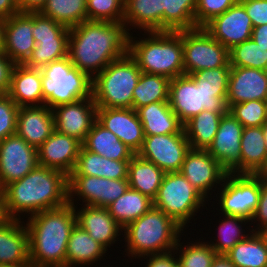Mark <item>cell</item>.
Returning a JSON list of instances; mask_svg holds the SVG:
<instances>
[{
    "instance_id": "obj_20",
    "label": "cell",
    "mask_w": 267,
    "mask_h": 267,
    "mask_svg": "<svg viewBox=\"0 0 267 267\" xmlns=\"http://www.w3.org/2000/svg\"><path fill=\"white\" fill-rule=\"evenodd\" d=\"M82 143L76 138L56 130L37 148L40 166L63 171L68 176L73 172Z\"/></svg>"
},
{
    "instance_id": "obj_14",
    "label": "cell",
    "mask_w": 267,
    "mask_h": 267,
    "mask_svg": "<svg viewBox=\"0 0 267 267\" xmlns=\"http://www.w3.org/2000/svg\"><path fill=\"white\" fill-rule=\"evenodd\" d=\"M39 165L37 149L17 134L0 142V187L22 179Z\"/></svg>"
},
{
    "instance_id": "obj_29",
    "label": "cell",
    "mask_w": 267,
    "mask_h": 267,
    "mask_svg": "<svg viewBox=\"0 0 267 267\" xmlns=\"http://www.w3.org/2000/svg\"><path fill=\"white\" fill-rule=\"evenodd\" d=\"M82 146L90 152L117 161H130L136 154L97 120L92 125L91 130L87 133Z\"/></svg>"
},
{
    "instance_id": "obj_11",
    "label": "cell",
    "mask_w": 267,
    "mask_h": 267,
    "mask_svg": "<svg viewBox=\"0 0 267 267\" xmlns=\"http://www.w3.org/2000/svg\"><path fill=\"white\" fill-rule=\"evenodd\" d=\"M218 190L219 214L252 219L260 199V177L228 172Z\"/></svg>"
},
{
    "instance_id": "obj_40",
    "label": "cell",
    "mask_w": 267,
    "mask_h": 267,
    "mask_svg": "<svg viewBox=\"0 0 267 267\" xmlns=\"http://www.w3.org/2000/svg\"><path fill=\"white\" fill-rule=\"evenodd\" d=\"M223 220L219 221L218 235L217 239L213 241H217L214 243L212 241L209 242L211 247L214 249L217 255H225L228 253L238 242L244 240L249 234L242 228V225H246L250 222L248 219L238 217V216H230V215H222ZM245 223V224H244ZM246 233V234H245Z\"/></svg>"
},
{
    "instance_id": "obj_12",
    "label": "cell",
    "mask_w": 267,
    "mask_h": 267,
    "mask_svg": "<svg viewBox=\"0 0 267 267\" xmlns=\"http://www.w3.org/2000/svg\"><path fill=\"white\" fill-rule=\"evenodd\" d=\"M69 204L75 205L76 199L84 205L107 207L129 188L127 179H107L97 176L69 175ZM77 196V197H76ZM76 199H73L75 198Z\"/></svg>"
},
{
    "instance_id": "obj_51",
    "label": "cell",
    "mask_w": 267,
    "mask_h": 267,
    "mask_svg": "<svg viewBox=\"0 0 267 267\" xmlns=\"http://www.w3.org/2000/svg\"><path fill=\"white\" fill-rule=\"evenodd\" d=\"M250 17L253 27L267 24V0H240Z\"/></svg>"
},
{
    "instance_id": "obj_37",
    "label": "cell",
    "mask_w": 267,
    "mask_h": 267,
    "mask_svg": "<svg viewBox=\"0 0 267 267\" xmlns=\"http://www.w3.org/2000/svg\"><path fill=\"white\" fill-rule=\"evenodd\" d=\"M168 77L156 74L141 73L133 90L132 108H138L153 102L169 101Z\"/></svg>"
},
{
    "instance_id": "obj_23",
    "label": "cell",
    "mask_w": 267,
    "mask_h": 267,
    "mask_svg": "<svg viewBox=\"0 0 267 267\" xmlns=\"http://www.w3.org/2000/svg\"><path fill=\"white\" fill-rule=\"evenodd\" d=\"M74 207L77 225L87 231L93 240L103 245L107 250L108 247L114 245L115 241L117 242L120 235H123V233L121 234L123 228L110 215L107 207L89 205H83L79 209L75 205Z\"/></svg>"
},
{
    "instance_id": "obj_41",
    "label": "cell",
    "mask_w": 267,
    "mask_h": 267,
    "mask_svg": "<svg viewBox=\"0 0 267 267\" xmlns=\"http://www.w3.org/2000/svg\"><path fill=\"white\" fill-rule=\"evenodd\" d=\"M180 241L181 238L178 239L174 248L176 256H179L177 257L179 267H211L217 254L208 242L198 240L199 242L192 243L190 241L191 243L188 242L189 244L182 246L183 243Z\"/></svg>"
},
{
    "instance_id": "obj_5",
    "label": "cell",
    "mask_w": 267,
    "mask_h": 267,
    "mask_svg": "<svg viewBox=\"0 0 267 267\" xmlns=\"http://www.w3.org/2000/svg\"><path fill=\"white\" fill-rule=\"evenodd\" d=\"M128 257L173 251L184 229L154 206L123 228ZM127 242V243H126Z\"/></svg>"
},
{
    "instance_id": "obj_34",
    "label": "cell",
    "mask_w": 267,
    "mask_h": 267,
    "mask_svg": "<svg viewBox=\"0 0 267 267\" xmlns=\"http://www.w3.org/2000/svg\"><path fill=\"white\" fill-rule=\"evenodd\" d=\"M153 207V200L139 191L128 188L117 200L107 206L110 215L124 228Z\"/></svg>"
},
{
    "instance_id": "obj_19",
    "label": "cell",
    "mask_w": 267,
    "mask_h": 267,
    "mask_svg": "<svg viewBox=\"0 0 267 267\" xmlns=\"http://www.w3.org/2000/svg\"><path fill=\"white\" fill-rule=\"evenodd\" d=\"M97 121L136 154L141 149L145 135L133 108H97Z\"/></svg>"
},
{
    "instance_id": "obj_3",
    "label": "cell",
    "mask_w": 267,
    "mask_h": 267,
    "mask_svg": "<svg viewBox=\"0 0 267 267\" xmlns=\"http://www.w3.org/2000/svg\"><path fill=\"white\" fill-rule=\"evenodd\" d=\"M26 218L29 260L32 266L65 267L67 243L77 224L75 207L68 203Z\"/></svg>"
},
{
    "instance_id": "obj_35",
    "label": "cell",
    "mask_w": 267,
    "mask_h": 267,
    "mask_svg": "<svg viewBox=\"0 0 267 267\" xmlns=\"http://www.w3.org/2000/svg\"><path fill=\"white\" fill-rule=\"evenodd\" d=\"M222 116L221 113L204 109L183 125L192 149L207 150L209 148L218 131Z\"/></svg>"
},
{
    "instance_id": "obj_31",
    "label": "cell",
    "mask_w": 267,
    "mask_h": 267,
    "mask_svg": "<svg viewBox=\"0 0 267 267\" xmlns=\"http://www.w3.org/2000/svg\"><path fill=\"white\" fill-rule=\"evenodd\" d=\"M106 251L103 245L93 240L87 231L76 224L67 243L65 267L92 266L105 257Z\"/></svg>"
},
{
    "instance_id": "obj_7",
    "label": "cell",
    "mask_w": 267,
    "mask_h": 267,
    "mask_svg": "<svg viewBox=\"0 0 267 267\" xmlns=\"http://www.w3.org/2000/svg\"><path fill=\"white\" fill-rule=\"evenodd\" d=\"M41 70L43 105L50 109L92 96V79L74 67L68 56Z\"/></svg>"
},
{
    "instance_id": "obj_38",
    "label": "cell",
    "mask_w": 267,
    "mask_h": 267,
    "mask_svg": "<svg viewBox=\"0 0 267 267\" xmlns=\"http://www.w3.org/2000/svg\"><path fill=\"white\" fill-rule=\"evenodd\" d=\"M40 13L72 28L87 21V0H48Z\"/></svg>"
},
{
    "instance_id": "obj_48",
    "label": "cell",
    "mask_w": 267,
    "mask_h": 267,
    "mask_svg": "<svg viewBox=\"0 0 267 267\" xmlns=\"http://www.w3.org/2000/svg\"><path fill=\"white\" fill-rule=\"evenodd\" d=\"M240 0H197L195 23L197 27H204L216 16L223 14Z\"/></svg>"
},
{
    "instance_id": "obj_9",
    "label": "cell",
    "mask_w": 267,
    "mask_h": 267,
    "mask_svg": "<svg viewBox=\"0 0 267 267\" xmlns=\"http://www.w3.org/2000/svg\"><path fill=\"white\" fill-rule=\"evenodd\" d=\"M208 201L180 172H167L153 199V206L162 210L183 229ZM202 206V207H201Z\"/></svg>"
},
{
    "instance_id": "obj_18",
    "label": "cell",
    "mask_w": 267,
    "mask_h": 267,
    "mask_svg": "<svg viewBox=\"0 0 267 267\" xmlns=\"http://www.w3.org/2000/svg\"><path fill=\"white\" fill-rule=\"evenodd\" d=\"M228 50L251 38L253 24L244 6L238 2L203 27Z\"/></svg>"
},
{
    "instance_id": "obj_28",
    "label": "cell",
    "mask_w": 267,
    "mask_h": 267,
    "mask_svg": "<svg viewBox=\"0 0 267 267\" xmlns=\"http://www.w3.org/2000/svg\"><path fill=\"white\" fill-rule=\"evenodd\" d=\"M144 135L176 134L183 124L170 108L169 101L153 102L136 110Z\"/></svg>"
},
{
    "instance_id": "obj_15",
    "label": "cell",
    "mask_w": 267,
    "mask_h": 267,
    "mask_svg": "<svg viewBox=\"0 0 267 267\" xmlns=\"http://www.w3.org/2000/svg\"><path fill=\"white\" fill-rule=\"evenodd\" d=\"M205 198L212 197V188L221 185L227 171L207 150L190 149L179 171ZM220 184V185H219ZM211 191V192H210ZM210 194V196H208Z\"/></svg>"
},
{
    "instance_id": "obj_46",
    "label": "cell",
    "mask_w": 267,
    "mask_h": 267,
    "mask_svg": "<svg viewBox=\"0 0 267 267\" xmlns=\"http://www.w3.org/2000/svg\"><path fill=\"white\" fill-rule=\"evenodd\" d=\"M70 28L57 23L50 17L42 15L40 12H33V30L32 35L35 43L39 40L53 38H69Z\"/></svg>"
},
{
    "instance_id": "obj_27",
    "label": "cell",
    "mask_w": 267,
    "mask_h": 267,
    "mask_svg": "<svg viewBox=\"0 0 267 267\" xmlns=\"http://www.w3.org/2000/svg\"><path fill=\"white\" fill-rule=\"evenodd\" d=\"M163 7L164 0H125L123 22L128 31L131 26L143 32L164 31Z\"/></svg>"
},
{
    "instance_id": "obj_17",
    "label": "cell",
    "mask_w": 267,
    "mask_h": 267,
    "mask_svg": "<svg viewBox=\"0 0 267 267\" xmlns=\"http://www.w3.org/2000/svg\"><path fill=\"white\" fill-rule=\"evenodd\" d=\"M244 126L229 112L223 115L207 152L227 171L240 174L241 136Z\"/></svg>"
},
{
    "instance_id": "obj_25",
    "label": "cell",
    "mask_w": 267,
    "mask_h": 267,
    "mask_svg": "<svg viewBox=\"0 0 267 267\" xmlns=\"http://www.w3.org/2000/svg\"><path fill=\"white\" fill-rule=\"evenodd\" d=\"M7 94L19 107L43 106L41 68L15 64Z\"/></svg>"
},
{
    "instance_id": "obj_44",
    "label": "cell",
    "mask_w": 267,
    "mask_h": 267,
    "mask_svg": "<svg viewBox=\"0 0 267 267\" xmlns=\"http://www.w3.org/2000/svg\"><path fill=\"white\" fill-rule=\"evenodd\" d=\"M125 0H87V21L123 22Z\"/></svg>"
},
{
    "instance_id": "obj_43",
    "label": "cell",
    "mask_w": 267,
    "mask_h": 267,
    "mask_svg": "<svg viewBox=\"0 0 267 267\" xmlns=\"http://www.w3.org/2000/svg\"><path fill=\"white\" fill-rule=\"evenodd\" d=\"M230 66L266 70L267 51L252 38L229 50Z\"/></svg>"
},
{
    "instance_id": "obj_53",
    "label": "cell",
    "mask_w": 267,
    "mask_h": 267,
    "mask_svg": "<svg viewBox=\"0 0 267 267\" xmlns=\"http://www.w3.org/2000/svg\"><path fill=\"white\" fill-rule=\"evenodd\" d=\"M14 66L5 53H0V93L8 92Z\"/></svg>"
},
{
    "instance_id": "obj_56",
    "label": "cell",
    "mask_w": 267,
    "mask_h": 267,
    "mask_svg": "<svg viewBox=\"0 0 267 267\" xmlns=\"http://www.w3.org/2000/svg\"><path fill=\"white\" fill-rule=\"evenodd\" d=\"M251 38L262 48L267 51V24L253 27Z\"/></svg>"
},
{
    "instance_id": "obj_62",
    "label": "cell",
    "mask_w": 267,
    "mask_h": 267,
    "mask_svg": "<svg viewBox=\"0 0 267 267\" xmlns=\"http://www.w3.org/2000/svg\"><path fill=\"white\" fill-rule=\"evenodd\" d=\"M262 131L264 134V141H265L266 150H267V121L262 125Z\"/></svg>"
},
{
    "instance_id": "obj_59",
    "label": "cell",
    "mask_w": 267,
    "mask_h": 267,
    "mask_svg": "<svg viewBox=\"0 0 267 267\" xmlns=\"http://www.w3.org/2000/svg\"><path fill=\"white\" fill-rule=\"evenodd\" d=\"M5 20L0 18V53H4L5 49Z\"/></svg>"
},
{
    "instance_id": "obj_33",
    "label": "cell",
    "mask_w": 267,
    "mask_h": 267,
    "mask_svg": "<svg viewBox=\"0 0 267 267\" xmlns=\"http://www.w3.org/2000/svg\"><path fill=\"white\" fill-rule=\"evenodd\" d=\"M267 156L261 127H245L241 136L240 174H256Z\"/></svg>"
},
{
    "instance_id": "obj_24",
    "label": "cell",
    "mask_w": 267,
    "mask_h": 267,
    "mask_svg": "<svg viewBox=\"0 0 267 267\" xmlns=\"http://www.w3.org/2000/svg\"><path fill=\"white\" fill-rule=\"evenodd\" d=\"M55 131L52 109L47 105L19 107L16 134L38 148Z\"/></svg>"
},
{
    "instance_id": "obj_36",
    "label": "cell",
    "mask_w": 267,
    "mask_h": 267,
    "mask_svg": "<svg viewBox=\"0 0 267 267\" xmlns=\"http://www.w3.org/2000/svg\"><path fill=\"white\" fill-rule=\"evenodd\" d=\"M225 256L235 267H267V245L258 232L251 230Z\"/></svg>"
},
{
    "instance_id": "obj_63",
    "label": "cell",
    "mask_w": 267,
    "mask_h": 267,
    "mask_svg": "<svg viewBox=\"0 0 267 267\" xmlns=\"http://www.w3.org/2000/svg\"><path fill=\"white\" fill-rule=\"evenodd\" d=\"M0 267H33L32 264H23L20 266H9V265H5V264H0Z\"/></svg>"
},
{
    "instance_id": "obj_6",
    "label": "cell",
    "mask_w": 267,
    "mask_h": 267,
    "mask_svg": "<svg viewBox=\"0 0 267 267\" xmlns=\"http://www.w3.org/2000/svg\"><path fill=\"white\" fill-rule=\"evenodd\" d=\"M141 73L129 54L108 64L92 79L97 108H132L133 90Z\"/></svg>"
},
{
    "instance_id": "obj_47",
    "label": "cell",
    "mask_w": 267,
    "mask_h": 267,
    "mask_svg": "<svg viewBox=\"0 0 267 267\" xmlns=\"http://www.w3.org/2000/svg\"><path fill=\"white\" fill-rule=\"evenodd\" d=\"M231 67H218L214 69H203L194 72L190 76L197 85L207 90H228L229 75Z\"/></svg>"
},
{
    "instance_id": "obj_4",
    "label": "cell",
    "mask_w": 267,
    "mask_h": 267,
    "mask_svg": "<svg viewBox=\"0 0 267 267\" xmlns=\"http://www.w3.org/2000/svg\"><path fill=\"white\" fill-rule=\"evenodd\" d=\"M144 33L147 34L146 38L135 40L133 35L129 38V55L139 69L143 73L162 75L169 79L184 75L181 30Z\"/></svg>"
},
{
    "instance_id": "obj_55",
    "label": "cell",
    "mask_w": 267,
    "mask_h": 267,
    "mask_svg": "<svg viewBox=\"0 0 267 267\" xmlns=\"http://www.w3.org/2000/svg\"><path fill=\"white\" fill-rule=\"evenodd\" d=\"M19 12L17 0H0V18L5 20Z\"/></svg>"
},
{
    "instance_id": "obj_54",
    "label": "cell",
    "mask_w": 267,
    "mask_h": 267,
    "mask_svg": "<svg viewBox=\"0 0 267 267\" xmlns=\"http://www.w3.org/2000/svg\"><path fill=\"white\" fill-rule=\"evenodd\" d=\"M48 0H17L19 11L23 13L40 12Z\"/></svg>"
},
{
    "instance_id": "obj_49",
    "label": "cell",
    "mask_w": 267,
    "mask_h": 267,
    "mask_svg": "<svg viewBox=\"0 0 267 267\" xmlns=\"http://www.w3.org/2000/svg\"><path fill=\"white\" fill-rule=\"evenodd\" d=\"M18 109L7 93H0V142L16 134Z\"/></svg>"
},
{
    "instance_id": "obj_8",
    "label": "cell",
    "mask_w": 267,
    "mask_h": 267,
    "mask_svg": "<svg viewBox=\"0 0 267 267\" xmlns=\"http://www.w3.org/2000/svg\"><path fill=\"white\" fill-rule=\"evenodd\" d=\"M228 90H207L197 85L190 75L170 79L169 104L172 111L184 125L201 111L208 110L226 115Z\"/></svg>"
},
{
    "instance_id": "obj_39",
    "label": "cell",
    "mask_w": 267,
    "mask_h": 267,
    "mask_svg": "<svg viewBox=\"0 0 267 267\" xmlns=\"http://www.w3.org/2000/svg\"><path fill=\"white\" fill-rule=\"evenodd\" d=\"M196 6L197 0H164V31L197 28Z\"/></svg>"
},
{
    "instance_id": "obj_26",
    "label": "cell",
    "mask_w": 267,
    "mask_h": 267,
    "mask_svg": "<svg viewBox=\"0 0 267 267\" xmlns=\"http://www.w3.org/2000/svg\"><path fill=\"white\" fill-rule=\"evenodd\" d=\"M21 220L11 219L0 226V264L9 266L31 264L28 230Z\"/></svg>"
},
{
    "instance_id": "obj_22",
    "label": "cell",
    "mask_w": 267,
    "mask_h": 267,
    "mask_svg": "<svg viewBox=\"0 0 267 267\" xmlns=\"http://www.w3.org/2000/svg\"><path fill=\"white\" fill-rule=\"evenodd\" d=\"M32 30L33 12H19L5 19L4 53L14 64H24L35 48Z\"/></svg>"
},
{
    "instance_id": "obj_1",
    "label": "cell",
    "mask_w": 267,
    "mask_h": 267,
    "mask_svg": "<svg viewBox=\"0 0 267 267\" xmlns=\"http://www.w3.org/2000/svg\"><path fill=\"white\" fill-rule=\"evenodd\" d=\"M130 35L124 22H82L70 28L68 57L93 79L108 64L129 54Z\"/></svg>"
},
{
    "instance_id": "obj_13",
    "label": "cell",
    "mask_w": 267,
    "mask_h": 267,
    "mask_svg": "<svg viewBox=\"0 0 267 267\" xmlns=\"http://www.w3.org/2000/svg\"><path fill=\"white\" fill-rule=\"evenodd\" d=\"M190 149L183 128L176 134L145 135L143 145L137 155L154 163L165 173L179 172Z\"/></svg>"
},
{
    "instance_id": "obj_61",
    "label": "cell",
    "mask_w": 267,
    "mask_h": 267,
    "mask_svg": "<svg viewBox=\"0 0 267 267\" xmlns=\"http://www.w3.org/2000/svg\"><path fill=\"white\" fill-rule=\"evenodd\" d=\"M258 234L263 238L265 244L267 245V226L260 229L258 231Z\"/></svg>"
},
{
    "instance_id": "obj_58",
    "label": "cell",
    "mask_w": 267,
    "mask_h": 267,
    "mask_svg": "<svg viewBox=\"0 0 267 267\" xmlns=\"http://www.w3.org/2000/svg\"><path fill=\"white\" fill-rule=\"evenodd\" d=\"M211 267H235L225 255H217Z\"/></svg>"
},
{
    "instance_id": "obj_10",
    "label": "cell",
    "mask_w": 267,
    "mask_h": 267,
    "mask_svg": "<svg viewBox=\"0 0 267 267\" xmlns=\"http://www.w3.org/2000/svg\"><path fill=\"white\" fill-rule=\"evenodd\" d=\"M184 74L203 69L231 67L229 50L203 27L181 30Z\"/></svg>"
},
{
    "instance_id": "obj_2",
    "label": "cell",
    "mask_w": 267,
    "mask_h": 267,
    "mask_svg": "<svg viewBox=\"0 0 267 267\" xmlns=\"http://www.w3.org/2000/svg\"><path fill=\"white\" fill-rule=\"evenodd\" d=\"M6 209L12 219L31 216L69 203L68 175L38 165L22 179L4 187ZM30 214V215H29Z\"/></svg>"
},
{
    "instance_id": "obj_32",
    "label": "cell",
    "mask_w": 267,
    "mask_h": 267,
    "mask_svg": "<svg viewBox=\"0 0 267 267\" xmlns=\"http://www.w3.org/2000/svg\"><path fill=\"white\" fill-rule=\"evenodd\" d=\"M165 172L154 163L135 154L129 162V188L147 195L152 200L156 197Z\"/></svg>"
},
{
    "instance_id": "obj_21",
    "label": "cell",
    "mask_w": 267,
    "mask_h": 267,
    "mask_svg": "<svg viewBox=\"0 0 267 267\" xmlns=\"http://www.w3.org/2000/svg\"><path fill=\"white\" fill-rule=\"evenodd\" d=\"M266 97V70L231 66L226 98L228 108L250 100L265 101Z\"/></svg>"
},
{
    "instance_id": "obj_30",
    "label": "cell",
    "mask_w": 267,
    "mask_h": 267,
    "mask_svg": "<svg viewBox=\"0 0 267 267\" xmlns=\"http://www.w3.org/2000/svg\"><path fill=\"white\" fill-rule=\"evenodd\" d=\"M130 161H117L90 152L81 146L78 159L70 175L97 176L107 179H127Z\"/></svg>"
},
{
    "instance_id": "obj_57",
    "label": "cell",
    "mask_w": 267,
    "mask_h": 267,
    "mask_svg": "<svg viewBox=\"0 0 267 267\" xmlns=\"http://www.w3.org/2000/svg\"><path fill=\"white\" fill-rule=\"evenodd\" d=\"M12 218L6 209V196L4 188L0 187V226L8 223Z\"/></svg>"
},
{
    "instance_id": "obj_16",
    "label": "cell",
    "mask_w": 267,
    "mask_h": 267,
    "mask_svg": "<svg viewBox=\"0 0 267 267\" xmlns=\"http://www.w3.org/2000/svg\"><path fill=\"white\" fill-rule=\"evenodd\" d=\"M55 130L83 143L97 120V106L93 97L62 104L52 109Z\"/></svg>"
},
{
    "instance_id": "obj_64",
    "label": "cell",
    "mask_w": 267,
    "mask_h": 267,
    "mask_svg": "<svg viewBox=\"0 0 267 267\" xmlns=\"http://www.w3.org/2000/svg\"><path fill=\"white\" fill-rule=\"evenodd\" d=\"M266 114H267V97L265 98Z\"/></svg>"
},
{
    "instance_id": "obj_42",
    "label": "cell",
    "mask_w": 267,
    "mask_h": 267,
    "mask_svg": "<svg viewBox=\"0 0 267 267\" xmlns=\"http://www.w3.org/2000/svg\"><path fill=\"white\" fill-rule=\"evenodd\" d=\"M68 43L69 38L39 40L24 65L30 68H42L53 61L67 57Z\"/></svg>"
},
{
    "instance_id": "obj_52",
    "label": "cell",
    "mask_w": 267,
    "mask_h": 267,
    "mask_svg": "<svg viewBox=\"0 0 267 267\" xmlns=\"http://www.w3.org/2000/svg\"><path fill=\"white\" fill-rule=\"evenodd\" d=\"M146 256L141 257L144 259L147 258L145 267H179L178 259L177 256H175L174 250L160 254H150Z\"/></svg>"
},
{
    "instance_id": "obj_60",
    "label": "cell",
    "mask_w": 267,
    "mask_h": 267,
    "mask_svg": "<svg viewBox=\"0 0 267 267\" xmlns=\"http://www.w3.org/2000/svg\"><path fill=\"white\" fill-rule=\"evenodd\" d=\"M256 175L263 180H267V156H266V159H265L263 166L256 173Z\"/></svg>"
},
{
    "instance_id": "obj_50",
    "label": "cell",
    "mask_w": 267,
    "mask_h": 267,
    "mask_svg": "<svg viewBox=\"0 0 267 267\" xmlns=\"http://www.w3.org/2000/svg\"><path fill=\"white\" fill-rule=\"evenodd\" d=\"M251 223L254 222V228L253 225L249 226L252 232H258L260 229L267 226V180H263L260 178V199L259 204L257 206V209L250 220ZM252 228V229H251ZM254 228V229H253Z\"/></svg>"
},
{
    "instance_id": "obj_45",
    "label": "cell",
    "mask_w": 267,
    "mask_h": 267,
    "mask_svg": "<svg viewBox=\"0 0 267 267\" xmlns=\"http://www.w3.org/2000/svg\"><path fill=\"white\" fill-rule=\"evenodd\" d=\"M228 112L245 127H261L267 121L265 101L250 100L229 107Z\"/></svg>"
}]
</instances>
